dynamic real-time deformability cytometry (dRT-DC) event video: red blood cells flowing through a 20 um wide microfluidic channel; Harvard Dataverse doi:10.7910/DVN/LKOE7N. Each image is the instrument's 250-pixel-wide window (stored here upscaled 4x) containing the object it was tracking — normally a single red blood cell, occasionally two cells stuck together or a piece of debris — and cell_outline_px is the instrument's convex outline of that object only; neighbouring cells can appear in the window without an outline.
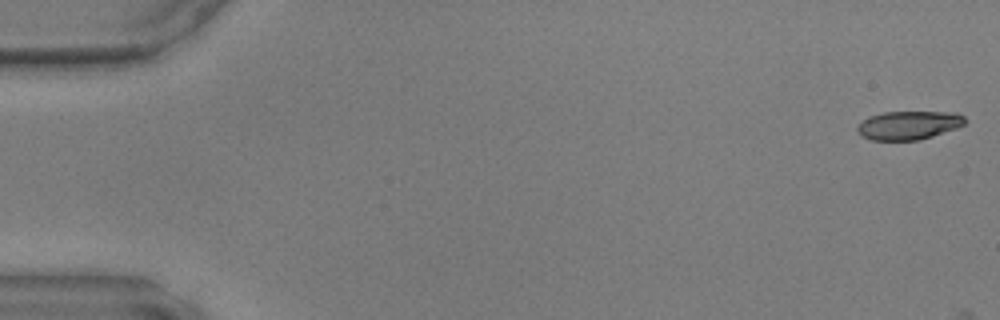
{"species": "common noctule bat (a hibernating species)", "species_latin": "Nyctalus noctula", "temperature_condition": "warm", "stored_images_in_passage": 5, "camera_frame_rate_fps": 3000, "um_per_image_px": 0.085, "animal": {"sex": "male", "body_mass_g": 17.9, "forearm_length_mm": 54.2}, "frame": {"image": 1, "passage_image": 1, "time_ms": 0.0, "image_size_px": [1000, 320], "cell_outline_px": [[964, 124], [956, 128], [920, 140], [872, 140], [860, 136], [856, 128], [868, 116], [884, 112], [956, 112], [964, 116]], "centroid_in_image_um": [77.21, 10.64], "position_along_channel_um": 7.8, "area_um2": 17.86}}